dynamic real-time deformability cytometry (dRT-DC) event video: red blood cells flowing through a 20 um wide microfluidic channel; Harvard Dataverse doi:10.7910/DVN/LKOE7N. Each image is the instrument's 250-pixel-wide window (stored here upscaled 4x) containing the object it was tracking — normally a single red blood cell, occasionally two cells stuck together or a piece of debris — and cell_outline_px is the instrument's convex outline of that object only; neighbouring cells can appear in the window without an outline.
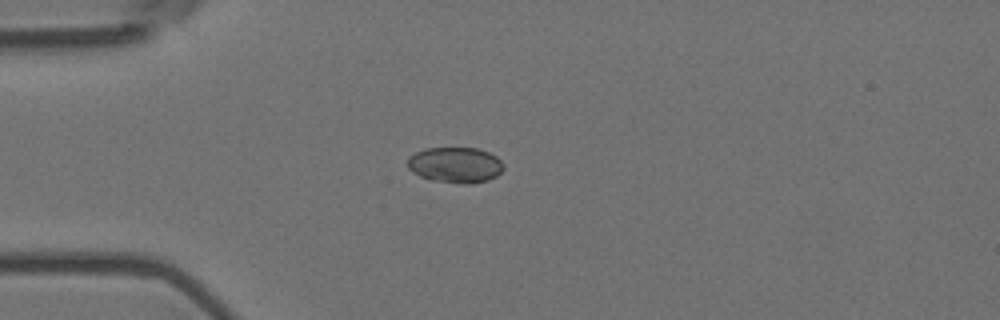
{"species": "Egyptian fruit bat (a non-hibernating species)", "species_latin": "Rousettus aegyptiacus", "temperature_condition": "room temperature", "stored_images_in_passage": 1, "camera_frame_rate_fps": 3000, "um_per_image_px": 0.085, "animal": {"sex": "female"}, "frame": {"image": 1, "passage_image": 1, "time_ms": 0.0, "image_size_px": [1000, 320], "cell_outline_px": [[504, 168], [496, 176], [488, 180], [468, 184], [460, 184], [432, 180], [420, 176], [412, 172], [408, 168], [408, 156], [424, 148], [476, 148], [488, 152], [496, 156], [504, 164]], "centroid_in_image_um": [38.69, 14.02], "position_along_channel_um": 46.3, "area_um2": 20.06}}